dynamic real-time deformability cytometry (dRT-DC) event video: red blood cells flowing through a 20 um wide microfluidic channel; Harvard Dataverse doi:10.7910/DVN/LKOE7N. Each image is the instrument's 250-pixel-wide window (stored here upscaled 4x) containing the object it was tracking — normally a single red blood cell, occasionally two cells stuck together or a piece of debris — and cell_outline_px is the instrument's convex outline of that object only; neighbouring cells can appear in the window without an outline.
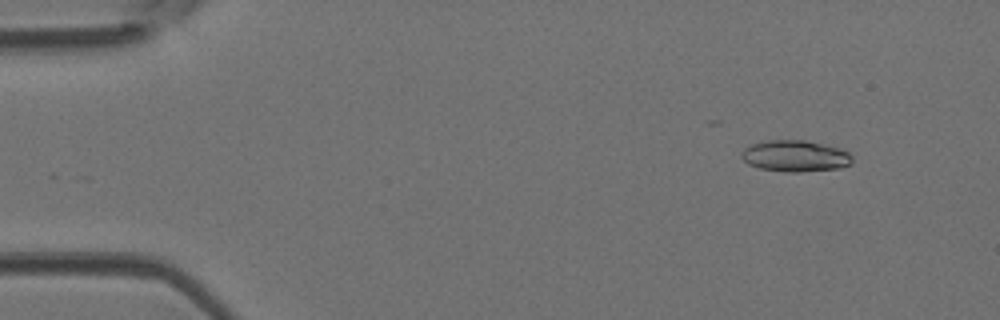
{"species": "Egyptian fruit bat (a non-hibernating species)", "species_latin": "Rousettus aegyptiacus", "temperature_condition": "room temperature", "stored_images_in_passage": 11, "camera_frame_rate_fps": 3000, "um_per_image_px": 0.085, "animal": {"sex": "female"}, "frame": {"image": 1, "passage_image": 1, "time_ms": 0.0, "image_size_px": [1000, 320], "cell_outline_px": [[852, 164], [840, 168], [800, 172], [784, 172], [760, 168], [748, 164], [740, 156], [740, 152], [744, 148], [752, 144], [764, 140], [804, 140], [840, 148], [848, 152], [852, 156]], "centroid_in_image_um": [67.58, 13.26], "position_along_channel_um": 17.4, "area_um2": 20.4}}
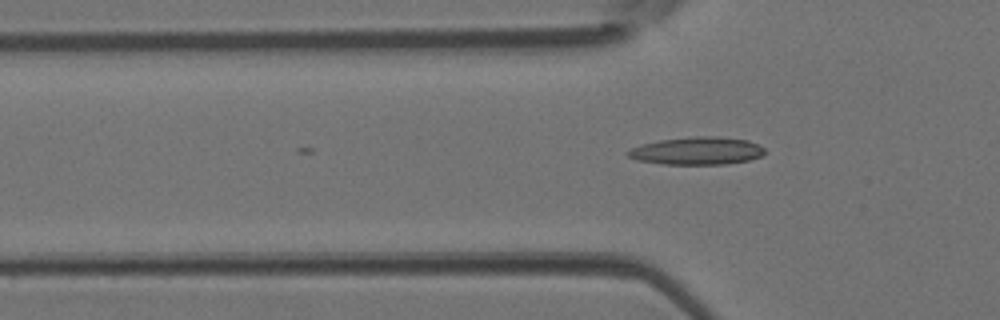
{"frame": {"image": 2, "passage_image": 11, "time_ms": 3.333, "image_size_px": [1000, 320], "cell_outline_px": [[764, 152], [760, 156], [748, 160], [728, 164], [664, 164], [636, 160], [628, 156], [624, 152], [640, 144], [660, 140], [696, 136], [716, 136], [748, 140], [764, 148]], "centroid_in_image_um": [59.2, 12.82], "position_along_channel_um": 66.6, "area_um2": 22.02}}